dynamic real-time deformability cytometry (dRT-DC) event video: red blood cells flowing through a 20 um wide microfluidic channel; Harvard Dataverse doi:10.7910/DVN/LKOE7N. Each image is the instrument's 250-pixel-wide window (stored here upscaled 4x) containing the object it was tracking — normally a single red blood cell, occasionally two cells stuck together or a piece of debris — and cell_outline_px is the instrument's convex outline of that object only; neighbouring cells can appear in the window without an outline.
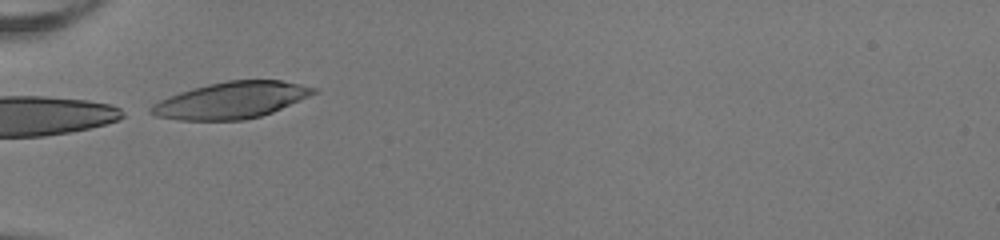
{"species": "human", "species_latin": "Homo sapiens", "temperature_condition": "room temperature", "stored_images_in_passage": 3, "camera_frame_rate_fps": 3000, "um_per_image_px": 0.085, "donor": {"sex": "female"}, "frame": {"image": 1, "passage_image": 1, "time_ms": 0.0, "image_size_px": [1000, 240], "cell_outline_px": [[320, 92], [272, 112], [260, 116], [244, 120], [180, 120], [156, 116], [148, 112], [148, 108], [152, 104], [160, 100], [180, 92], [208, 84], [228, 80], [280, 80], [300, 84], [316, 88]], "centroid_in_image_um": [19.67, 8.52], "position_along_channel_um": 65.3, "area_um2": 34.51}}